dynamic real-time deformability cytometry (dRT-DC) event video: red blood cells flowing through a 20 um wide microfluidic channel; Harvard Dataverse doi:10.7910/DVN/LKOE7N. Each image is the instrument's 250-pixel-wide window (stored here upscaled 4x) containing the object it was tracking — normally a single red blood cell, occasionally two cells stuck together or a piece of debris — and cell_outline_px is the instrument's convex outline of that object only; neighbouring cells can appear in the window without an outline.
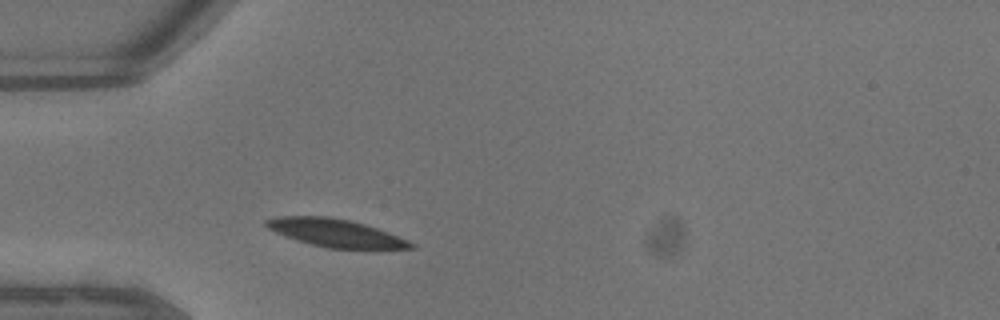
{"species": "common noctule bat (a hibernating species)", "species_latin": "Nyctalus noctula", "temperature_condition": "warm", "stored_images_in_passage": 28, "camera_frame_rate_fps": 3000, "um_per_image_px": 0.085, "animal": {"sex": "male", "body_mass_g": 13.3}, "frame": {"image": 1, "passage_image": 4, "time_ms": 1.0, "image_size_px": [1000, 320], "cell_outline_px": [[416, 248], [328, 248], [296, 240], [276, 232], [268, 228], [264, 224], [264, 220], [276, 216], [328, 216], [348, 220], [364, 224], [388, 232], [408, 240], [416, 244]], "centroid_in_image_um": [28.49, 19.79], "position_along_channel_um": 56.5, "area_um2": 23.18}}
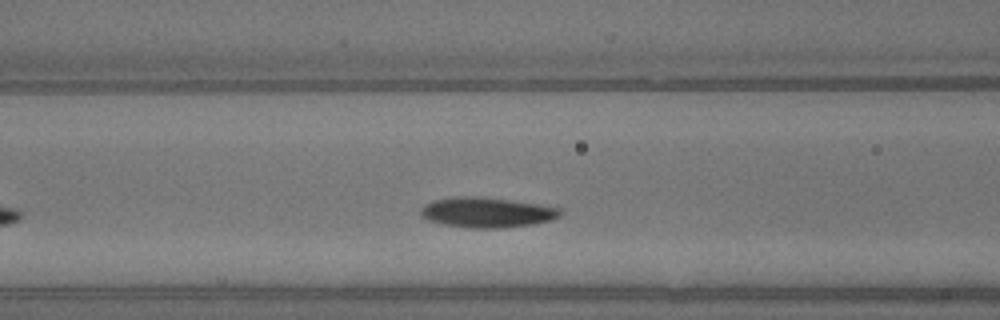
{"frame": {"image": 2, "passage_image": 9, "time_ms": 2.667, "image_size_px": [1000, 320], "cell_outline_px": [[564, 212], [560, 216], [552, 220], [532, 224], [504, 228], [472, 228], [444, 224], [428, 220], [420, 216], [420, 208], [424, 204], [432, 200], [452, 196], [484, 196], [512, 200], [560, 208]], "centroid_in_image_um": [41.36, 18.04], "position_along_channel_um": 125.2, "area_um2": 24.85}}
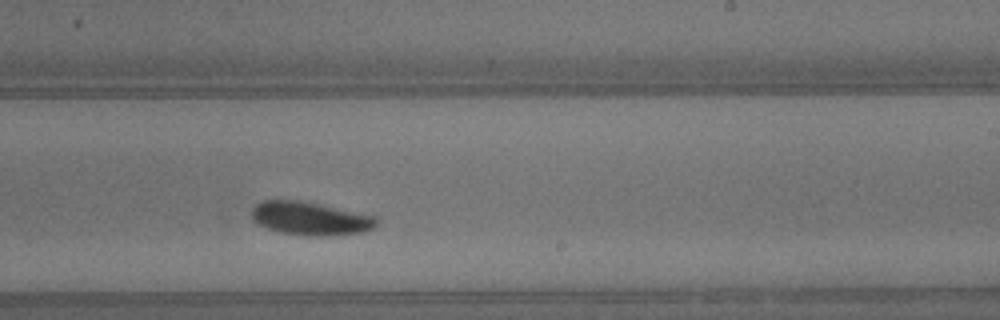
{"frame": {"image": 3, "passage_image": 18, "time_ms": 5.667, "image_size_px": [1000, 320], "cell_outline_px": [[380, 220], [372, 228], [364, 232], [328, 236], [312, 236], [280, 232], [268, 228], [252, 220], [252, 208], [256, 204], [264, 200], [296, 200], [376, 216]], "centroid_in_image_um": [26.38, 18.58], "position_along_channel_um": 262.6, "area_um2": 23.93}, "authors_computed_cell_mechanics": {"area_um2": 23.9003, "velocity_mm_per_s": 4.6021, "shape_relaxation_time_tau1_ms": 1.5663, "shape_relaxation_time_tau2_ms": null, "deformation_change_tau1": 0.0788, "deformation_change_tau2": null}}